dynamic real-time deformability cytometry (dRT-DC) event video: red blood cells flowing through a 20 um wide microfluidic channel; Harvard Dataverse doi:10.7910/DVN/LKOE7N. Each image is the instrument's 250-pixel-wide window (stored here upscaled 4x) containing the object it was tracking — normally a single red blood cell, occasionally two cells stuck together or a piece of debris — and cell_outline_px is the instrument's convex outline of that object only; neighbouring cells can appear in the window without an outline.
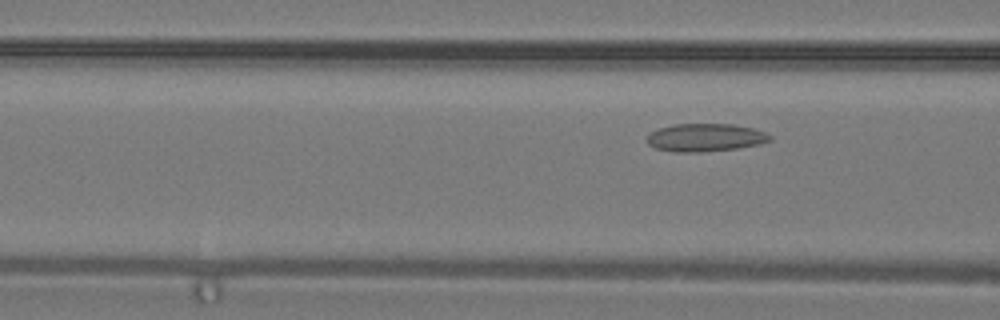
{"species": "common noctule bat (a hibernating species)", "species_latin": "Nyctalus noctula", "temperature_condition": "warm", "stored_images_in_passage": 5, "camera_frame_rate_fps": 3000, "um_per_image_px": 0.085, "animal": {"sex": "male", "body_mass_g": 19.2, "forearm_length_mm": 51.8}, "frame": {"image": 1, "passage_image": 5, "time_ms": 1.333, "image_size_px": [1000, 320], "cell_outline_px": [[772, 140], [760, 144], [736, 148], [704, 152], [672, 152], [656, 148], [648, 144], [648, 136], [652, 132], [660, 128], [676, 124], [732, 124], [752, 128], [764, 132], [772, 136]], "centroid_in_image_um": [59.97, 11.7], "position_along_channel_um": 106.6, "area_um2": 19.88}}